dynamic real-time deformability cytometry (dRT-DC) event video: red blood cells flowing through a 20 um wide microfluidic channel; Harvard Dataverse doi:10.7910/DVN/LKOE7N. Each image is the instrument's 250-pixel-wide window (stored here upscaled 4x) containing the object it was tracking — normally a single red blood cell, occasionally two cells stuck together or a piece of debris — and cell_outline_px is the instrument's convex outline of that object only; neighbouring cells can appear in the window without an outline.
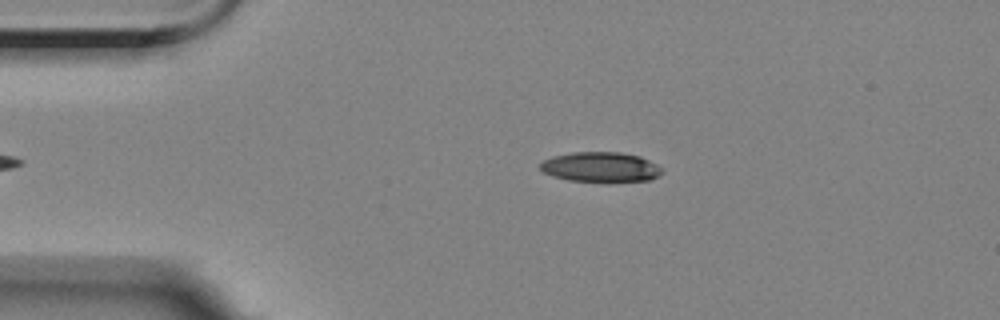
{"species": "Egyptian fruit bat (a non-hibernating species)", "species_latin": "Rousettus aegyptiacus", "temperature_condition": "room temperature", "stored_images_in_passage": 2, "camera_frame_rate_fps": 3000, "um_per_image_px": 0.085, "animal": {"sex": "female"}, "frame": {"image": 1, "passage_image": 1, "time_ms": 0.0, "image_size_px": [1000, 320], "cell_outline_px": [[664, 172], [660, 176], [648, 180], [608, 184], [568, 180], [552, 176], [544, 172], [540, 168], [540, 164], [544, 160], [552, 156], [572, 152], [620, 152], [640, 156], [664, 168]], "centroid_in_image_um": [51.1, 14.24], "position_along_channel_um": 33.9, "area_um2": 22.08}}